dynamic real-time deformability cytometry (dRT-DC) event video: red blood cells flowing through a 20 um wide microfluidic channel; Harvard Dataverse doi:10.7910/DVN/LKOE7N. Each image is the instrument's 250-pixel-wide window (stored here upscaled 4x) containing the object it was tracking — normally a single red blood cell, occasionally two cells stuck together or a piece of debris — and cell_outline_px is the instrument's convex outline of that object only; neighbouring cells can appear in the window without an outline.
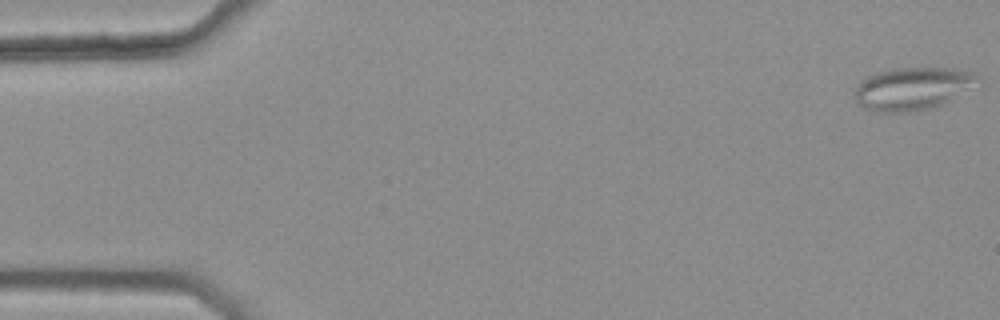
{"species": "common noctule bat (a hibernating species)", "species_latin": "Nyctalus noctula", "temperature_condition": "warm", "stored_images_in_passage": 13, "camera_frame_rate_fps": 3000, "um_per_image_px": 0.085, "animal": {"sex": "female", "body_mass_g": 25.1}, "frame": {"image": 1, "passage_image": 1, "time_ms": 0.0, "image_size_px": [1000, 320], "cell_outline_px": [[980, 80], [952, 100], [944, 104], [932, 108], [908, 112], [876, 112], [864, 108], [856, 104], [852, 92], [860, 80], [864, 76], [876, 72], [892, 68], [956, 68], [976, 72], [980, 76]], "centroid_in_image_um": [77.51, 7.52], "position_along_channel_um": 7.5, "area_um2": 31.33}}